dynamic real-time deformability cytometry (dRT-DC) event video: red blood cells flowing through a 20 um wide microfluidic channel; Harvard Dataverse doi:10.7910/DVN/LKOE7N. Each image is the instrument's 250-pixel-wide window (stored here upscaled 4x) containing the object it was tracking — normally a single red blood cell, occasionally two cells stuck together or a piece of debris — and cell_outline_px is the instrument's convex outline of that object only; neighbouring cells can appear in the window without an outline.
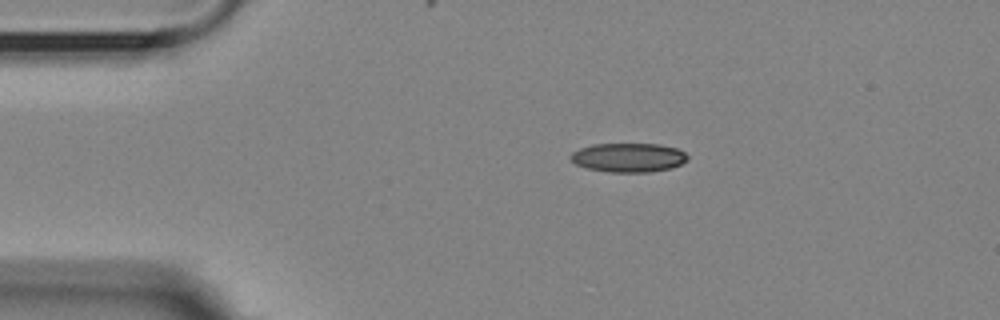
{"species": "Egyptian fruit bat (a non-hibernating species)", "species_latin": "Rousettus aegyptiacus", "temperature_condition": "room temperature", "stored_images_in_passage": 3, "camera_frame_rate_fps": 3000, "um_per_image_px": 0.085, "animal": {"sex": "female"}, "frame": {"image": 1, "passage_image": 1, "time_ms": 0.0, "image_size_px": [1000, 320], "cell_outline_px": [[688, 160], [680, 164], [668, 168], [648, 172], [608, 172], [588, 168], [576, 164], [568, 156], [572, 152], [580, 148], [592, 144], [660, 144], [676, 148], [684, 152], [688, 156]], "centroid_in_image_um": [53.4, 13.38], "position_along_channel_um": 31.6, "area_um2": 19.71}}
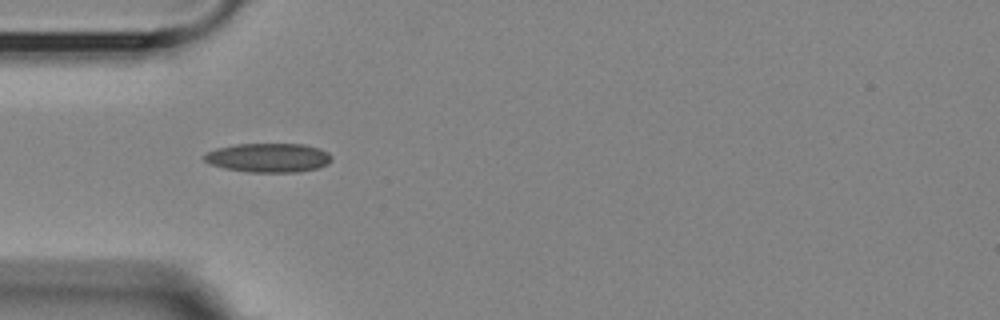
{"frame": {"image": 2, "passage_image": 2, "time_ms": 2.0, "image_size_px": [1000, 320], "cell_outline_px": [[332, 160], [328, 164], [320, 168], [296, 172], [248, 172], [224, 168], [212, 164], [204, 160], [204, 156], [208, 152], [216, 148], [236, 144], [304, 144], [320, 148], [328, 152], [332, 156]], "centroid_in_image_um": [22.87, 13.4], "position_along_channel_um": 62.1, "area_um2": 21.68}}
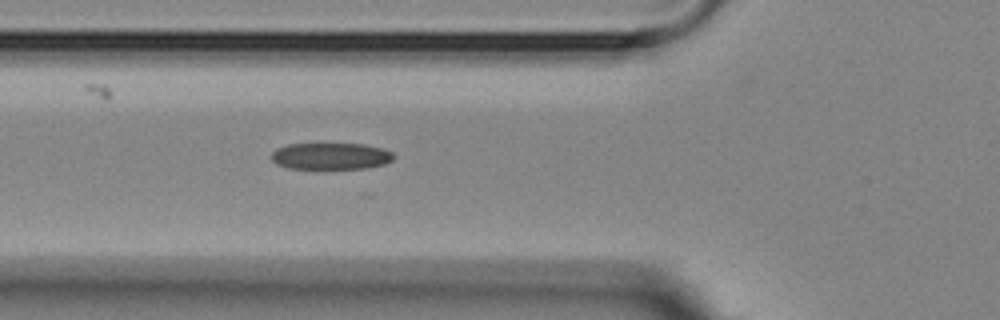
{"frame": {"image": 3, "passage_image": 3, "time_ms": 3.0, "image_size_px": [1000, 320], "cell_outline_px": [[396, 156], [392, 160], [384, 164], [368, 168], [324, 172], [320, 172], [288, 168], [276, 164], [272, 160], [272, 152], [276, 148], [288, 144], [364, 144], [384, 148], [392, 152]], "centroid_in_image_um": [28.11, 13.33], "position_along_channel_um": 97.7, "area_um2": 20.23}}